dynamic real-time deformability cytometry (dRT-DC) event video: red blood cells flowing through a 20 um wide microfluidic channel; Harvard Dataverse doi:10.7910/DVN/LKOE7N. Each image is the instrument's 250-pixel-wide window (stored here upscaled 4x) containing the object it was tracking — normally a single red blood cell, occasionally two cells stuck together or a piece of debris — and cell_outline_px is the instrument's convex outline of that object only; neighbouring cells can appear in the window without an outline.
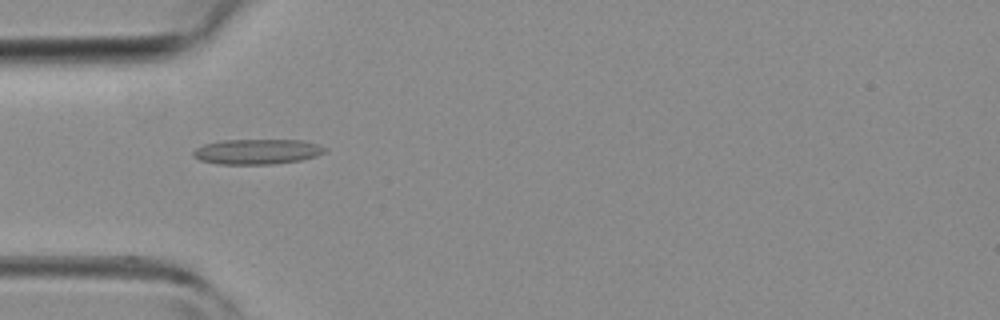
{"species": "common noctule bat (a hibernating species)", "species_latin": "Nyctalus noctula", "temperature_condition": "room temperature", "stored_images_in_passage": 28, "camera_frame_rate_fps": 3000, "um_per_image_px": 0.085, "animal": {"sex": "female", "body_mass_g": 19.3, "forearm_length_mm": 54.1}, "frame": {"image": 1, "passage_image": 2, "time_ms": 0.333, "image_size_px": [1000, 320], "cell_outline_px": [[328, 152], [316, 156], [300, 160], [272, 164], [216, 164], [200, 160], [192, 156], [192, 152], [196, 148], [204, 144], [224, 140], [300, 140], [316, 144], [328, 148]], "centroid_in_image_um": [21.86, 12.89], "position_along_channel_um": 63.1, "area_um2": 19.36}}
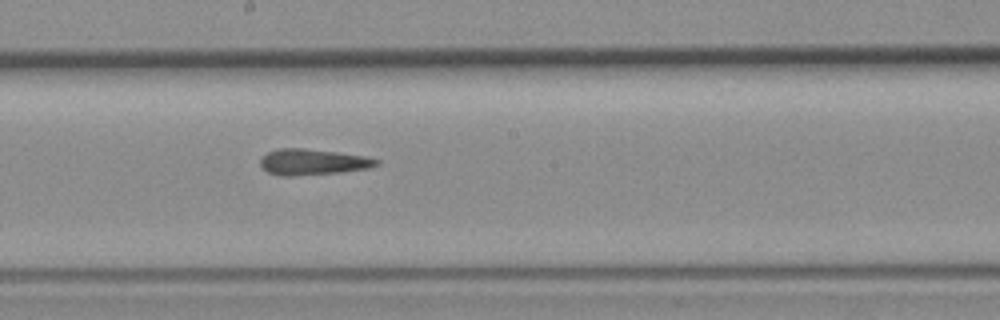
{"frame": {"image": 2, "passage_image": 12, "time_ms": 3.667, "image_size_px": [1000, 320], "cell_outline_px": [[380, 164], [368, 168], [340, 172], [288, 176], [280, 176], [268, 172], [260, 164], [260, 160], [268, 152], [276, 148], [304, 148], [368, 156], [380, 160]], "centroid_in_image_um": [26.61, 13.76], "position_along_channel_um": 221.6, "area_um2": 17.51}}
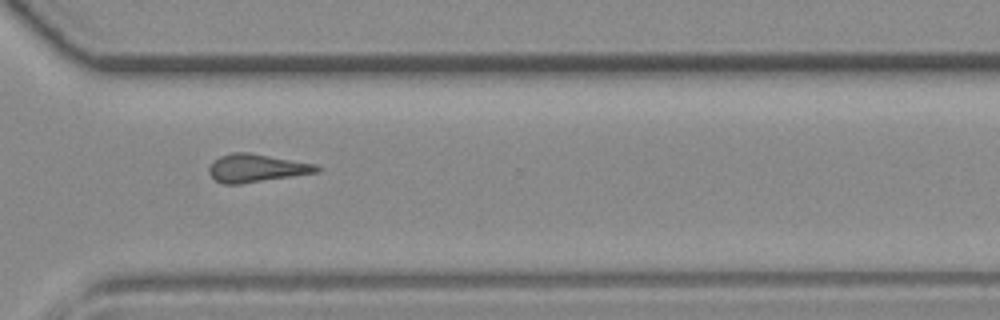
{"frame": {"image": 3, "passage_image": 20, "time_ms": 6.333, "image_size_px": [1000, 320], "cell_outline_px": [[320, 168], [316, 172], [240, 184], [224, 184], [216, 180], [208, 172], [208, 168], [220, 156], [232, 152], [248, 152], [316, 164]], "centroid_in_image_um": [21.76, 14.28], "position_along_channel_um": 348.8, "area_um2": 17.22}}